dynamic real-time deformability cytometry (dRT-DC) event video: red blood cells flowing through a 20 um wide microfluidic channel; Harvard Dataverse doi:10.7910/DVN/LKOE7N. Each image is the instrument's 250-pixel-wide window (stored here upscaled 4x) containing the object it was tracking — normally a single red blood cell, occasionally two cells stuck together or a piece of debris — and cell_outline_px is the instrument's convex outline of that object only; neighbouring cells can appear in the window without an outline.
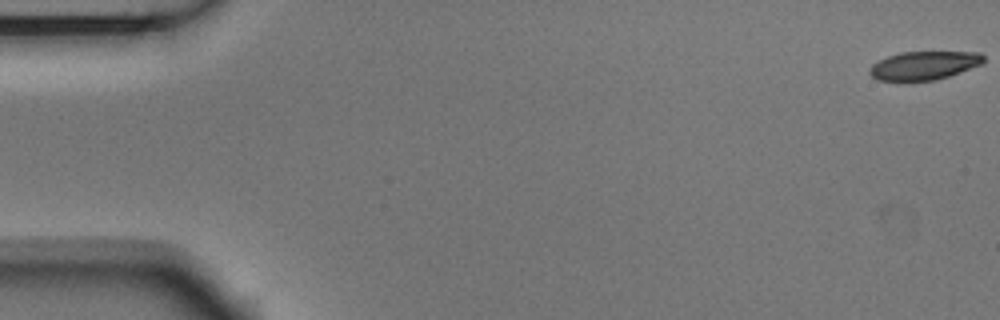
{"species": "Egyptian fruit bat (a non-hibernating species)", "species_latin": "Rousettus aegyptiacus", "temperature_condition": "room temperature", "stored_images_in_passage": 15, "camera_frame_rate_fps": 3000, "um_per_image_px": 0.085, "animal": {"sex": "male"}, "frame": {"image": 1, "passage_image": 1, "time_ms": 0.0, "image_size_px": [1000, 320], "cell_outline_px": [[984, 60], [980, 64], [948, 76], [936, 80], [908, 84], [876, 80], [868, 72], [868, 68], [872, 64], [888, 56], [900, 52], [980, 52], [984, 56]], "centroid_in_image_um": [78.44, 5.62], "position_along_channel_um": 6.6, "area_um2": 19.54}}